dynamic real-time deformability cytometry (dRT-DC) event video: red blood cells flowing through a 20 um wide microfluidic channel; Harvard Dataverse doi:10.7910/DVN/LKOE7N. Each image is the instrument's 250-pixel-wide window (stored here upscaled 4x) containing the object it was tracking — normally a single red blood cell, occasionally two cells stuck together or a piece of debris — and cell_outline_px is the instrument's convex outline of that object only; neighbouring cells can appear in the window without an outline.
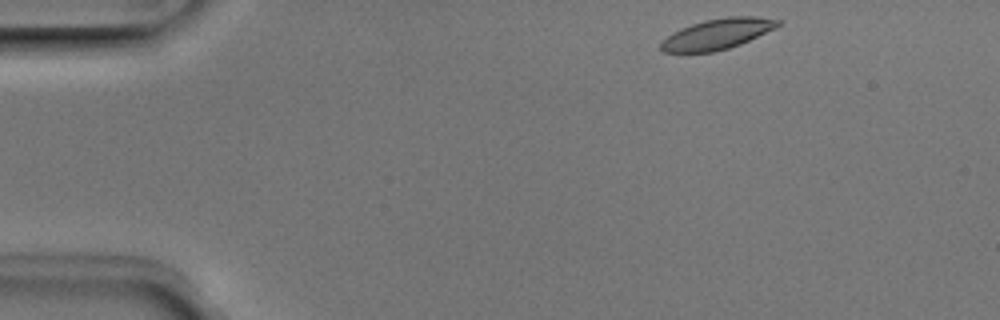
{"species": "Egyptian fruit bat (a non-hibernating species)", "species_latin": "Rousettus aegyptiacus", "temperature_condition": "room temperature", "stored_images_in_passage": 45, "camera_frame_rate_fps": 3000, "um_per_image_px": 0.085, "animal": {"sex": "male"}, "frame": {"image": 1, "passage_image": 1, "time_ms": 0.0, "image_size_px": [1000, 320], "cell_outline_px": [[780, 24], [740, 44], [728, 48], [712, 52], [664, 52], [660, 48], [660, 44], [672, 32], [680, 28], [704, 20], [728, 16], [756, 16], [780, 20]], "centroid_in_image_um": [60.92, 2.88], "position_along_channel_um": 24.1, "area_um2": 20.4}}
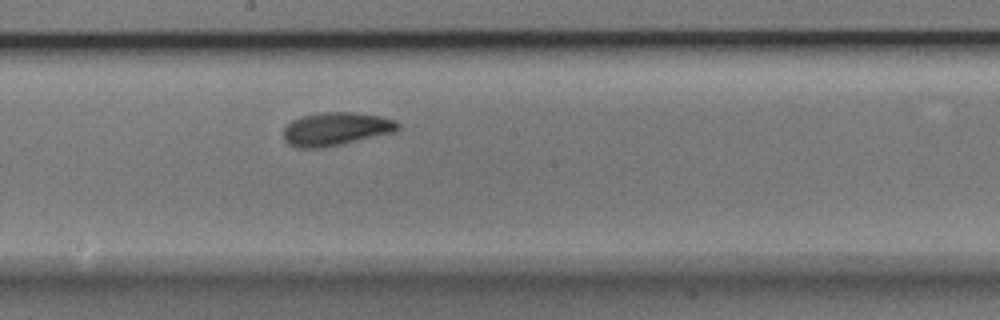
{"frame": {"image": 2, "passage_image": 22, "time_ms": 7.0, "image_size_px": [1000, 320], "cell_outline_px": [[400, 128], [396, 132], [340, 144], [320, 148], [296, 148], [288, 144], [284, 140], [284, 128], [292, 120], [300, 116], [324, 112], [356, 112], [380, 116], [396, 120], [400, 124]], "centroid_in_image_um": [28.57, 10.95], "position_along_channel_um": 219.6, "area_um2": 22.31}}
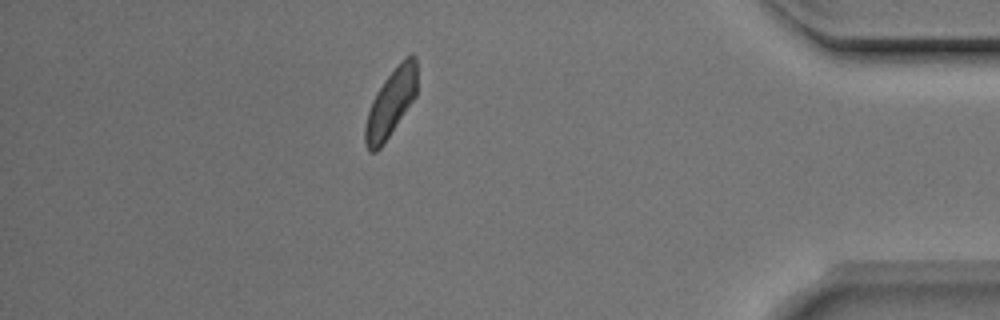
{"frame": {"image": 3, "passage_image": 39, "time_ms": 12.667, "image_size_px": [1000, 320], "cell_outline_px": [[416, 96], [380, 148], [376, 152], [368, 152], [364, 144], [364, 128], [368, 112], [372, 100], [376, 92], [384, 80], [400, 60], [412, 52], [416, 56]], "centroid_in_image_um": [33.2, 8.74], "position_along_channel_um": 402.0, "area_um2": 20.35}, "authors_computed_cell_mechanics": {"area_um2": 21.097, "velocity_mm_per_s": 3.9153, "shape_relaxation_time_tau1_ms": 2.2224, "shape_relaxation_time_tau2_ms": 1.7595, "deformation_change_tau1": 0.1049, "deformation_change_tau2": 0.066}}